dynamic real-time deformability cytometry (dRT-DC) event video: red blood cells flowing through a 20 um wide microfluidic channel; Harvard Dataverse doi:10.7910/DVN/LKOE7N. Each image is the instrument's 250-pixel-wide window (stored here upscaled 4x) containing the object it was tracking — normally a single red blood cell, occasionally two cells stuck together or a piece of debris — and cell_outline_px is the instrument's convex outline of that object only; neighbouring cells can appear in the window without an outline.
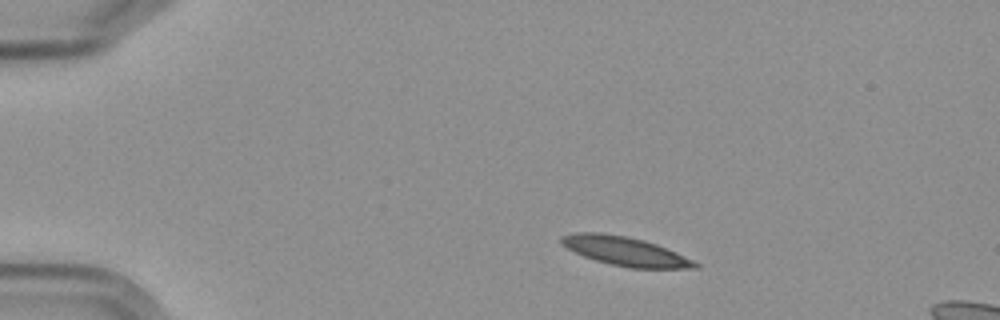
{"species": "Egyptian fruit bat (a non-hibernating species)", "species_latin": "Rousettus aegyptiacus", "temperature_condition": "cold", "stored_images_in_passage": 4, "segment_of_instrument_passage": [1, 2], "camera_frame_rate_fps": 3000, "um_per_image_px": 0.085, "frame": {"image": 1, "passage_image": 1, "time_ms": 0.0, "image_size_px": [1000, 320], "cell_outline_px": [[700, 268], [628, 268], [596, 260], [584, 256], [568, 248], [560, 240], [560, 236], [576, 232], [600, 232], [624, 236], [644, 240], [656, 244], [676, 252], [700, 264]], "centroid_in_image_um": [53.15, 21.35], "position_along_channel_um": 31.8, "area_um2": 22.25}}